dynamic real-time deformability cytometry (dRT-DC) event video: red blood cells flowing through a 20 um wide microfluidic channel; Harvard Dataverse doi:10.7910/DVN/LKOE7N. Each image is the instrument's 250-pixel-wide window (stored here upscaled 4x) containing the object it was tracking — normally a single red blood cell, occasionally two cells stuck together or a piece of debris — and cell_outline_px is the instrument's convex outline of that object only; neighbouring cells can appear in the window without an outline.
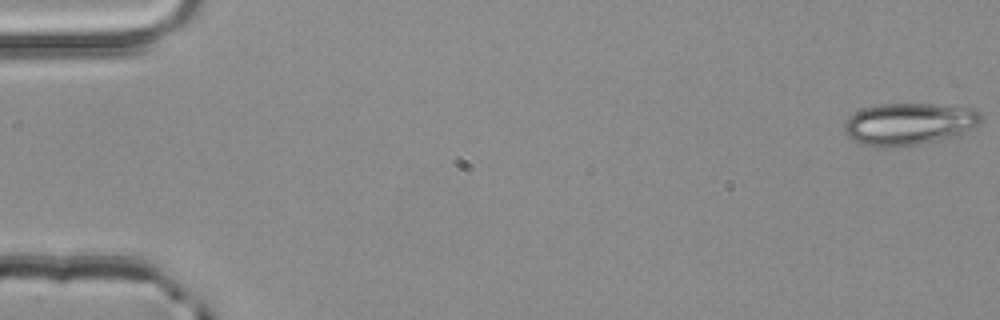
{"species": "common noctule bat (a hibernating species)", "species_latin": "Nyctalus noctula", "temperature_condition": "room temperature", "stored_images_in_passage": 4, "camera_frame_rate_fps": 3000, "um_per_image_px": 0.085, "animal": {"sex": "male", "body_mass_g": 20.4}, "frame": {"image": 1, "passage_image": 1, "time_ms": 0.0, "image_size_px": [1000, 320], "cell_outline_px": [[984, 116], [976, 132], [916, 144], [864, 144], [848, 136], [844, 132], [844, 124], [848, 116], [864, 108], [880, 104], [936, 104], [976, 108]], "centroid_in_image_um": [77.43, 10.48], "position_along_channel_um": 7.6, "area_um2": 33.29}}